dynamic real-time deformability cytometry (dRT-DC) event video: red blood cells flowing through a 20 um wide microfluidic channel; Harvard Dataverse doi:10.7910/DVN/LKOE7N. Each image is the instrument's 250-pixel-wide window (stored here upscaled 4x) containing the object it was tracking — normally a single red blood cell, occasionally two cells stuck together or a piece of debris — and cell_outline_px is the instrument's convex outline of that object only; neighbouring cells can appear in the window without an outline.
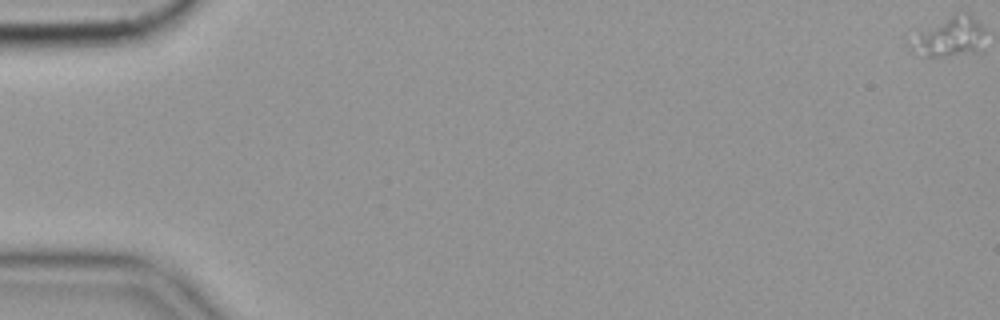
{"species": "common noctule bat (a hibernating species)", "species_latin": "Nyctalus noctula", "temperature_condition": "cold", "stored_images_in_passage": 59, "camera_frame_rate_fps": 3000, "um_per_image_px": 0.085, "animal": {"sex": "female", "body_mass_g": 19.9}, "frame": {"image": 1, "passage_image": 1, "time_ms": 0.0, "image_size_px": [1000, 320], "cell_outline_px": [[984, 32], [976, 48], [936, 56], [924, 56], [912, 52], [920, 36], [956, 12], [968, 12], [984, 28]], "centroid_in_image_um": [80.81, 3.07], "position_along_channel_um": 4.2, "area_um2": 14.74}}
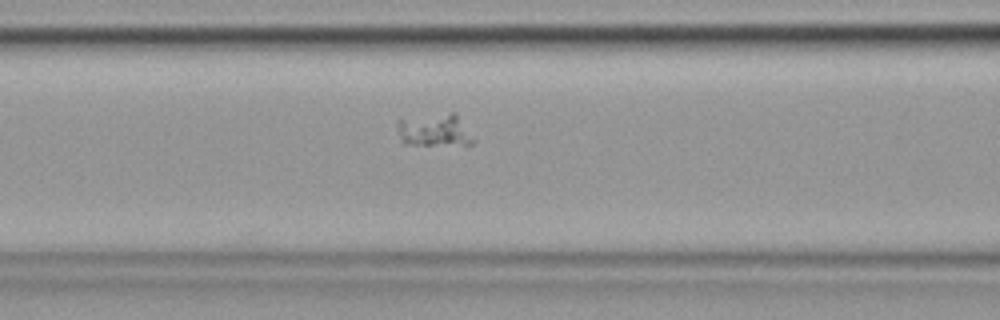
{"frame": {"image": 2, "passage_image": 26, "time_ms": 8.333, "image_size_px": [1000, 320], "cell_outline_px": [[476, 140], [472, 144], [404, 144], [400, 140], [400, 120], [452, 112], [456, 112]], "centroid_in_image_um": [37.03, 11.07], "position_along_channel_um": 129.6, "area_um2": 13.93}}
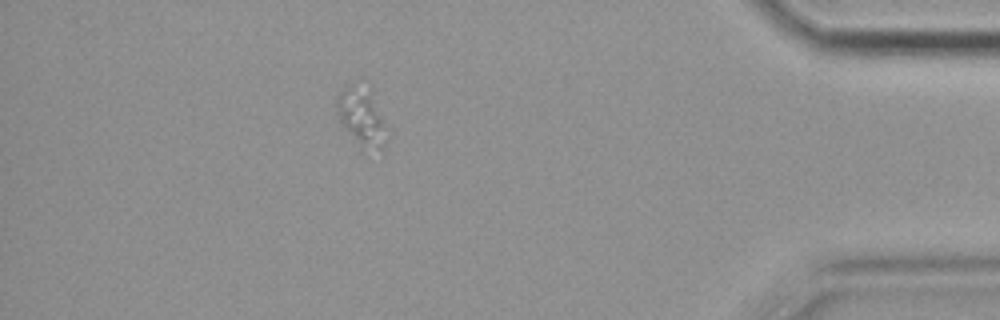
{"frame": {"image": 3, "passage_image": 53, "time_ms": 17.333, "image_size_px": [1000, 320], "cell_outline_px": [[384, 148], [360, 148], [344, 128], [340, 120], [336, 108], [336, 96], [344, 88], [352, 84], [368, 96], [380, 120], [384, 140]], "centroid_in_image_um": [30.57, 10.03], "position_along_channel_um": 404.6, "area_um2": 14.68}}